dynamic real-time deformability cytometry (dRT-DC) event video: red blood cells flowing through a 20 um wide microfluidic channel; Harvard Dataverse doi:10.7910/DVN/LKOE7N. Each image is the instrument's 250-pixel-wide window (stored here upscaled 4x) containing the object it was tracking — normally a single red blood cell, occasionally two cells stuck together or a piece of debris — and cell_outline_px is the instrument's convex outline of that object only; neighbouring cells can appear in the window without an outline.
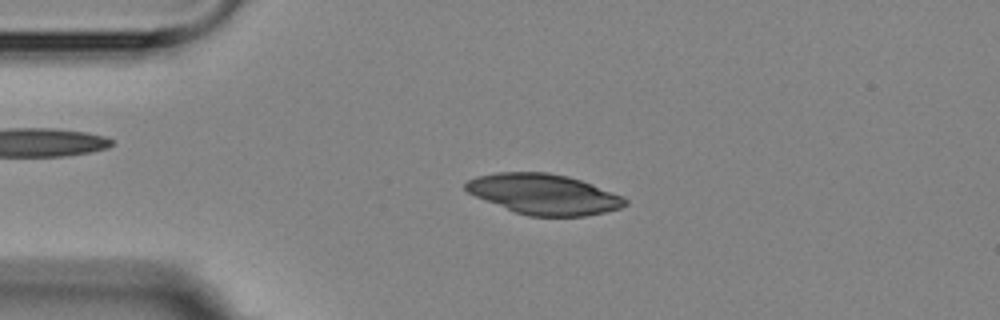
{"species": "Egyptian fruit bat (a non-hibernating species)", "species_latin": "Rousettus aegyptiacus", "temperature_condition": "room temperature", "stored_images_in_passage": 5, "camera_frame_rate_fps": 3000, "um_per_image_px": 0.085, "animal": {"sex": "female"}, "frame": {"image": 1, "passage_image": 3, "time_ms": 2.333, "image_size_px": [1000, 320], "cell_outline_px": [[628, 204], [620, 208], [604, 212], [584, 216], [528, 216], [516, 212], [476, 196], [468, 192], [464, 188], [464, 184], [468, 180], [476, 176], [496, 172], [548, 172], [568, 176], [592, 184], [620, 196], [628, 200]], "centroid_in_image_um": [46.21, 16.49], "position_along_channel_um": 38.8, "area_um2": 37.17}}